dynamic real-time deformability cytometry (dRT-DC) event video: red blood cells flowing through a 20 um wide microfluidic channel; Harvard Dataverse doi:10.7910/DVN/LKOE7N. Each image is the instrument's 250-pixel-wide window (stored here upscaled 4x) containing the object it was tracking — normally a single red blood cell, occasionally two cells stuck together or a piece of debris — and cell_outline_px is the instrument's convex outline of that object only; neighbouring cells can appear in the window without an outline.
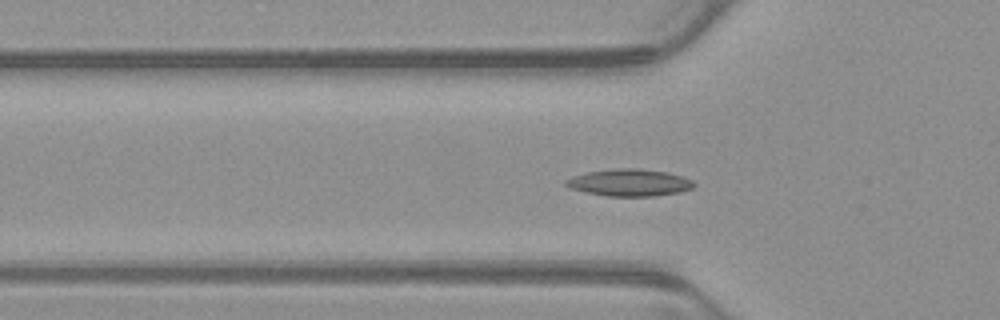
{"species": "common noctule bat (a hibernating species)", "species_latin": "Nyctalus noctula", "temperature_condition": "warm", "stored_images_in_passage": 55, "camera_frame_rate_fps": 3000, "um_per_image_px": 0.085, "animal": {"sex": "male", "body_mass_g": 23.1, "forearm_length_mm": 52.7}, "frame": {"image": 1, "passage_image": 18, "time_ms": 5.667, "image_size_px": [1000, 320], "cell_outline_px": [[696, 184], [692, 188], [680, 192], [652, 196], [608, 196], [588, 192], [572, 188], [564, 184], [564, 180], [572, 176], [588, 172], [612, 168], [640, 168], [668, 172], [684, 176], [692, 180]], "centroid_in_image_um": [53.53, 15.5], "position_along_channel_um": 72.3, "area_um2": 20.23}}
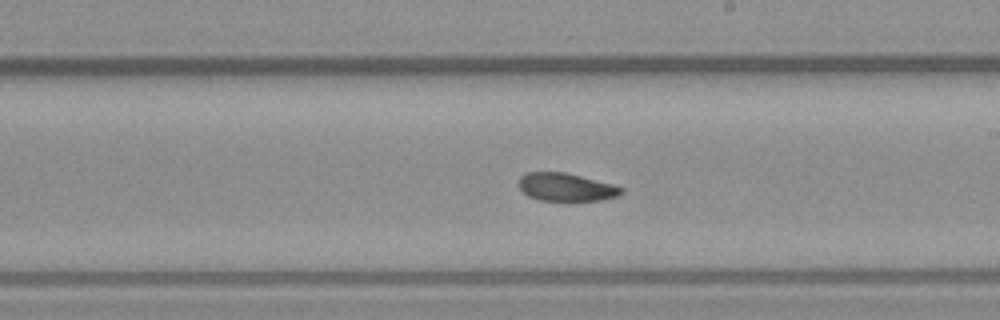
{"frame": {"image": 2, "passage_image": 31, "time_ms": 10.0, "image_size_px": [1000, 320], "cell_outline_px": [[624, 192], [616, 196], [600, 200], [568, 204], [540, 200], [528, 196], [516, 184], [520, 176], [528, 172], [564, 172], [612, 184], [624, 188]], "centroid_in_image_um": [48.09, 15.96], "position_along_channel_um": 240.9, "area_um2": 17.46}}
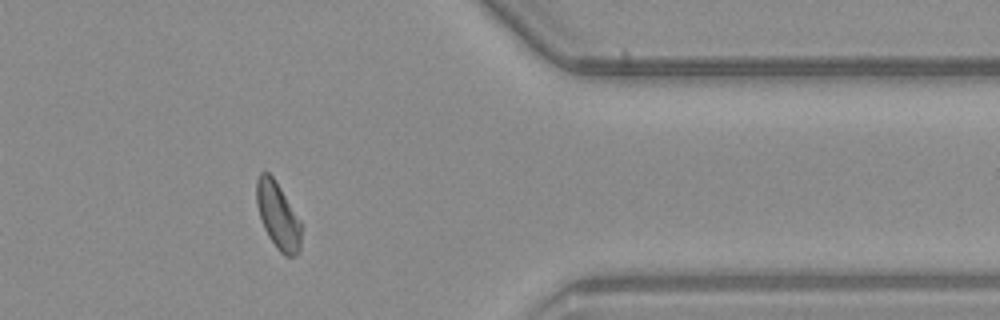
{"frame": {"image": 3, "passage_image": 44, "time_ms": 14.333, "image_size_px": [1000, 320], "cell_outline_px": [[300, 248], [292, 256], [284, 256], [276, 248], [268, 236], [264, 228], [256, 204], [256, 180], [260, 172], [268, 172], [272, 176], [280, 188], [300, 220]], "centroid_in_image_um": [23.59, 18.32], "position_along_channel_um": 387.8, "area_um2": 17.05}, "authors_computed_cell_mechanics": {"area_um2": 17.5712, "velocity_mm_per_s": 3.8667, "shape_relaxation_time_tau1_ms": 10.4444, "shape_relaxation_time_tau2_ms": null, "deformation_change_tau1": 0.1855, "deformation_change_tau2": null}}